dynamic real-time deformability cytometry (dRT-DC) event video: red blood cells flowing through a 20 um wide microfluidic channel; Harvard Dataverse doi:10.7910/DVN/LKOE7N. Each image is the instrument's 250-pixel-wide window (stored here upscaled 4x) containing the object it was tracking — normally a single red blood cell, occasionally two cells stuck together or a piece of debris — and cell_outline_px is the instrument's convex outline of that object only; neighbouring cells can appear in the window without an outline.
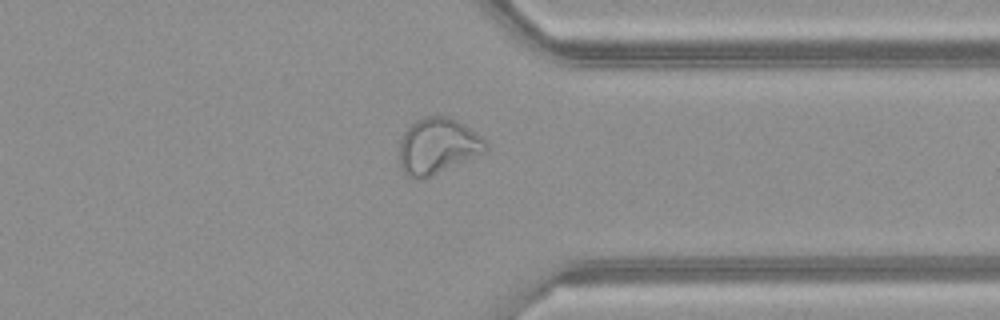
{"species": "common noctule bat (a hibernating species)", "species_latin": "Nyctalus noctula", "temperature_condition": "warm", "stored_images_in_passage": 49, "camera_frame_rate_fps": 3000, "um_per_image_px": 0.085, "animal": {"sex": "female", "body_mass_g": 21.9}, "frame": {"image": 1, "passage_image": 38, "time_ms": 12.333, "image_size_px": [1000, 320], "cell_outline_px": [[488, 148], [484, 152], [428, 176], [416, 180], [408, 176], [400, 168], [400, 140], [404, 132], [416, 120], [424, 116], [448, 116], [464, 124], [476, 132], [488, 144]], "centroid_in_image_um": [37.18, 12.39], "position_along_channel_um": 374.2, "area_um2": 27.63}}
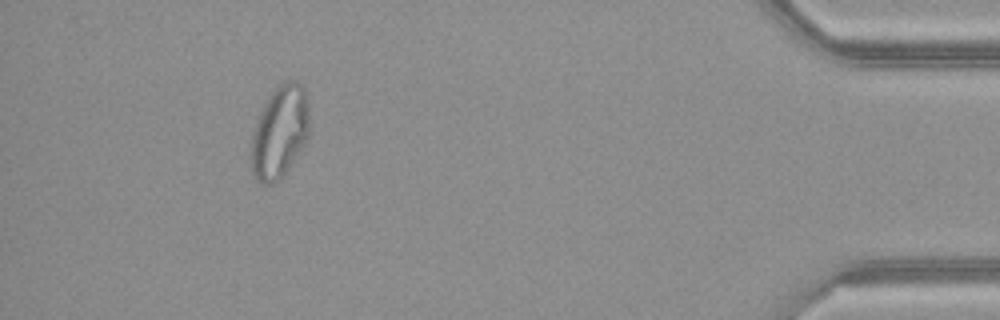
{"frame": {"image": 2, "passage_image": 45, "time_ms": 14.667, "image_size_px": [1000, 320], "cell_outline_px": [[308, 140], [280, 180], [272, 184], [260, 184], [256, 180], [252, 172], [252, 136], [256, 120], [264, 104], [272, 92], [284, 80], [296, 80], [304, 88], [308, 104]], "centroid_in_image_um": [23.78, 11.23], "position_along_channel_um": 411.4, "area_um2": 31.33}}